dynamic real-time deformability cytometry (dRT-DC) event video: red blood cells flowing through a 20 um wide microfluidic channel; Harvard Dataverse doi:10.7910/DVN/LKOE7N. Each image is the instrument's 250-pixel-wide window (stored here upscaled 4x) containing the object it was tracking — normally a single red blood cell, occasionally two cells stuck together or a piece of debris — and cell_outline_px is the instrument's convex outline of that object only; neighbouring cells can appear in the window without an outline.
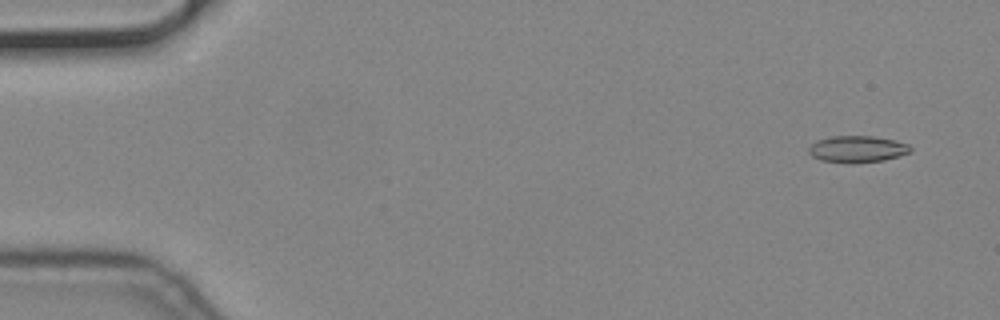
{"species": "common noctule bat (a hibernating species)", "species_latin": "Nyctalus noctula", "temperature_condition": "cold", "stored_images_in_passage": 57, "camera_frame_rate_fps": 3000, "um_per_image_px": 0.085, "animal": {"sex": "male", "body_mass_g": 19.2, "forearm_length_mm": 51.8}, "frame": {"image": 1, "passage_image": 4, "time_ms": 1.0, "image_size_px": [1000, 320], "cell_outline_px": [[912, 152], [900, 156], [884, 160], [852, 164], [848, 164], [820, 160], [812, 156], [808, 152], [808, 148], [816, 140], [832, 136], [872, 136], [892, 140], [908, 144], [912, 148]], "centroid_in_image_um": [72.86, 12.69], "position_along_channel_um": 12.1, "area_um2": 16.01}}
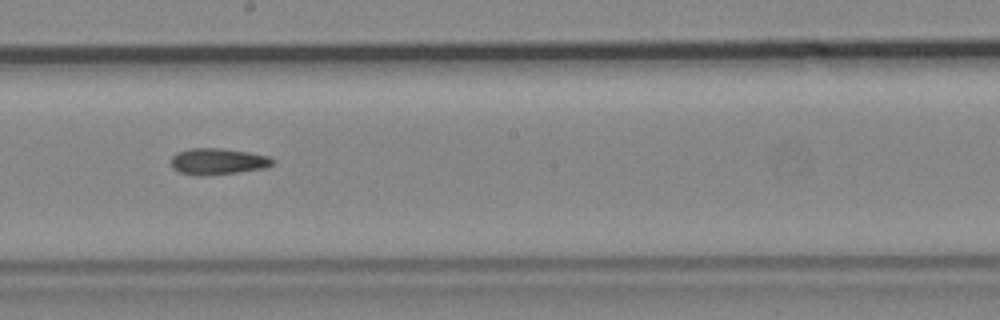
{"frame": {"image": 2, "passage_image": 32, "time_ms": 10.333, "image_size_px": [1000, 320], "cell_outline_px": [[276, 160], [268, 168], [204, 176], [200, 176], [180, 172], [172, 168], [168, 160], [176, 152], [192, 148], [220, 148], [248, 152], [268, 156]], "centroid_in_image_um": [18.49, 13.72], "position_along_channel_um": 229.7, "area_um2": 15.78}}
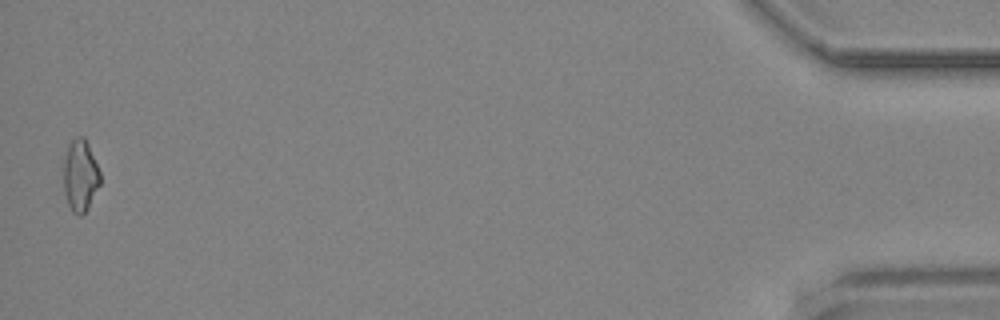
{"frame": {"image": 3, "passage_image": 56, "time_ms": 18.333, "image_size_px": [1000, 320], "cell_outline_px": [[100, 184], [88, 208], [80, 216], [72, 212], [68, 204], [64, 192], [64, 160], [68, 144], [76, 136], [84, 136], [88, 144], [100, 172]], "centroid_in_image_um": [6.82, 14.92], "position_along_channel_um": 428.4, "area_um2": 15.26}}